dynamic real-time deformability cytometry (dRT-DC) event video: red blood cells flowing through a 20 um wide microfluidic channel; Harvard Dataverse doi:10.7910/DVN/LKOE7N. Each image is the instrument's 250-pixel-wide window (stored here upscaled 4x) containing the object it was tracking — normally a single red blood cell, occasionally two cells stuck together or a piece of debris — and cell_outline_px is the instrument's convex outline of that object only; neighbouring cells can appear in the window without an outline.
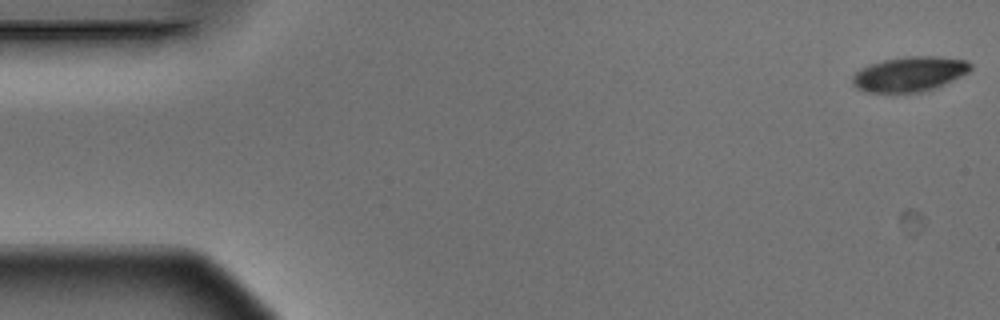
{"species": "Egyptian fruit bat (a non-hibernating species)", "species_latin": "Rousettus aegyptiacus", "temperature_condition": "warm", "stored_images_in_passage": 7, "camera_frame_rate_fps": 3000, "um_per_image_px": 0.085, "animal": {"sex": "male"}, "frame": {"image": 1, "passage_image": 1, "time_ms": 0.0, "image_size_px": [1000, 320], "cell_outline_px": [[972, 68], [968, 72], [936, 88], [924, 92], [868, 92], [856, 88], [852, 84], [852, 76], [860, 68], [868, 64], [884, 60], [904, 56], [936, 56], [968, 60], [972, 64]], "centroid_in_image_um": [77.3, 6.28], "position_along_channel_um": 7.7, "area_um2": 24.16}}
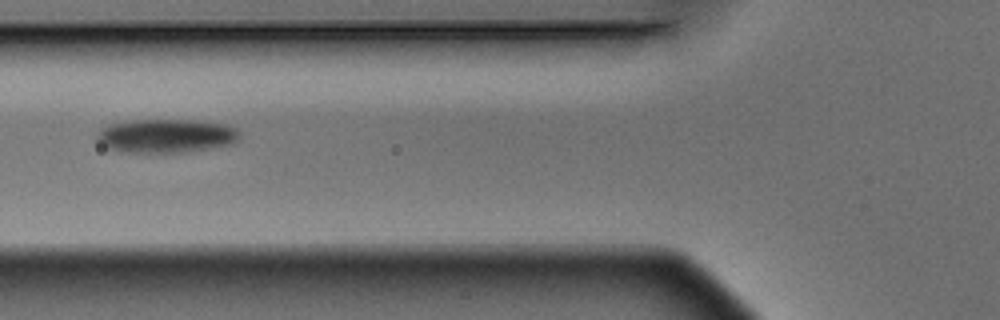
{"frame": {"image": 2, "passage_image": 6, "time_ms": 1.667, "image_size_px": [1000, 320], "cell_outline_px": [[240, 136], [232, 144], [184, 152], [124, 152], [108, 148], [100, 144], [96, 136], [96, 132], [100, 128], [108, 124], [132, 120], [188, 120], [228, 124], [236, 128], [240, 132]], "centroid_in_image_um": [14.09, 11.54], "position_along_channel_um": 111.7, "area_um2": 28.09}}
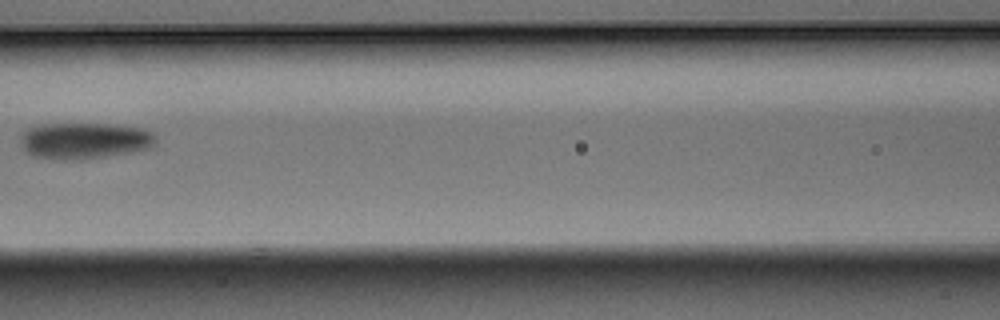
{"frame": {"image": 3, "passage_image": 7, "time_ms": 2.0, "image_size_px": [1000, 320], "cell_outline_px": [[156, 140], [148, 148], [128, 152], [104, 156], [72, 160], [60, 160], [36, 156], [28, 152], [24, 148], [24, 132], [28, 128], [44, 124], [104, 124], [140, 128], [152, 132], [156, 136]], "centroid_in_image_um": [7.2, 11.95], "position_along_channel_um": 159.4, "area_um2": 27.74}}